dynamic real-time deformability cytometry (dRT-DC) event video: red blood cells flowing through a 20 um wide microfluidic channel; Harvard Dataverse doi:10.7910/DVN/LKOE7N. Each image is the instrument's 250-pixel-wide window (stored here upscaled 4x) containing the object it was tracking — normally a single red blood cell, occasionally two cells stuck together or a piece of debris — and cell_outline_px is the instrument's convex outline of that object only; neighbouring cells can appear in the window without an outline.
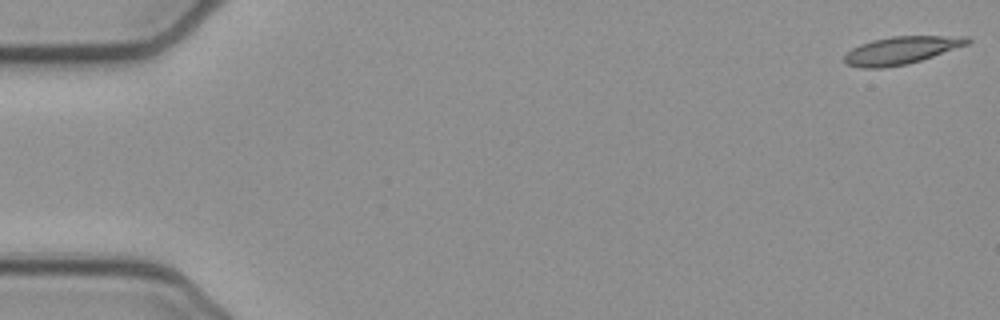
{"species": "common noctule bat (a hibernating species)", "species_latin": "Nyctalus noctula", "temperature_condition": "cold", "stored_images_in_passage": 53, "camera_frame_rate_fps": 3000, "um_per_image_px": 0.085, "animal": {"sex": "female", "body_mass_g": 21.9}, "frame": {"image": 1, "passage_image": 1, "time_ms": 0.0, "image_size_px": [1000, 320], "cell_outline_px": [[972, 40], [968, 44], [908, 64], [884, 68], [860, 68], [848, 64], [844, 60], [844, 56], [852, 48], [860, 44], [872, 40], [892, 36], [968, 36]], "centroid_in_image_um": [76.59, 4.27], "position_along_channel_um": 8.4, "area_um2": 19.71}}
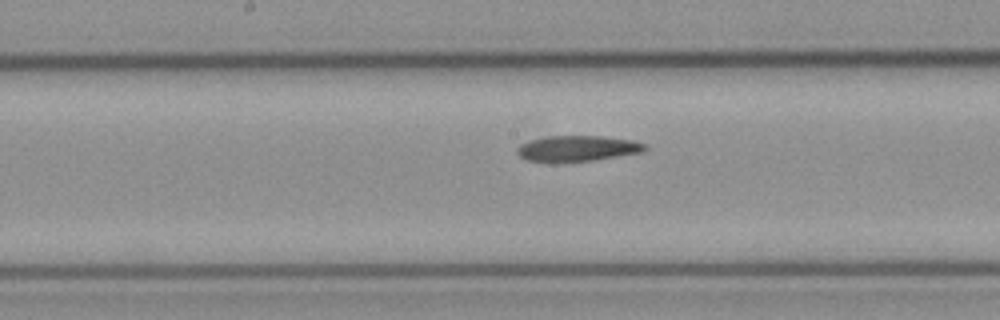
{"frame": {"image": 2, "passage_image": 27, "time_ms": 8.667, "image_size_px": [1000, 320], "cell_outline_px": [[648, 148], [644, 152], [592, 160], [556, 164], [552, 164], [524, 160], [516, 152], [516, 148], [520, 144], [528, 140], [548, 136], [600, 136], [632, 140], [648, 144]], "centroid_in_image_um": [49.02, 12.64], "position_along_channel_um": 199.2, "area_um2": 19.83}}
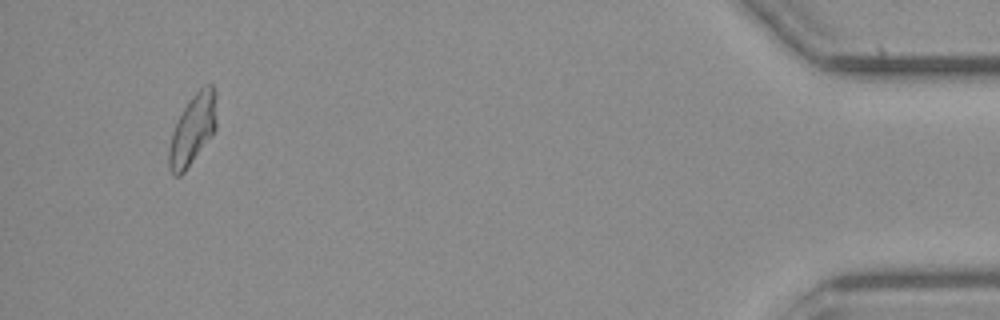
{"frame": {"image": 3, "passage_image": 50, "time_ms": 16.333, "image_size_px": [1000, 320], "cell_outline_px": [[216, 128], [184, 172], [180, 176], [172, 176], [168, 168], [168, 148], [172, 132], [184, 108], [192, 96], [204, 84], [212, 84], [216, 92]], "centroid_in_image_um": [16.36, 11.01], "position_along_channel_um": 418.8, "area_um2": 19.31}}